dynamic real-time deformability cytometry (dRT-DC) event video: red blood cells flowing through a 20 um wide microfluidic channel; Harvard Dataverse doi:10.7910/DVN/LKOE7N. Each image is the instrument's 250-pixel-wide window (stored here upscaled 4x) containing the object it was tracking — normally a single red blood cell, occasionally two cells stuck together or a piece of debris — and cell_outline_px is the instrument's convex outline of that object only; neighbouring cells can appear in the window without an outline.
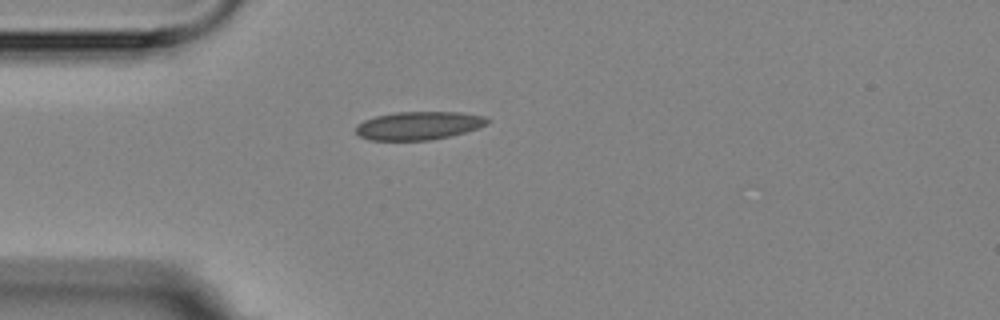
{"species": "Egyptian fruit bat (a non-hibernating species)", "species_latin": "Rousettus aegyptiacus", "temperature_condition": "room temperature", "stored_images_in_passage": 1, "camera_frame_rate_fps": 3000, "um_per_image_px": 0.085, "animal": {"sex": "female"}, "frame": {"image": 1, "passage_image": 1, "time_ms": 0.0, "image_size_px": [1000, 320], "cell_outline_px": [[492, 120], [488, 124], [464, 132], [448, 136], [428, 140], [368, 140], [360, 136], [356, 132], [356, 124], [364, 120], [376, 116], [396, 112], [460, 112], [484, 116]], "centroid_in_image_um": [35.58, 10.67], "position_along_channel_um": 49.4, "area_um2": 21.56}}